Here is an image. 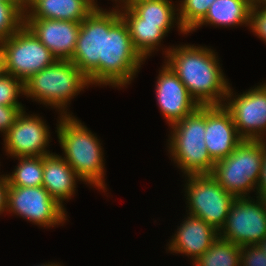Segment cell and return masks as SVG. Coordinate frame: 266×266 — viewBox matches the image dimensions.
<instances>
[{
  "label": "cell",
  "instance_id": "6da1fadb",
  "mask_svg": "<svg viewBox=\"0 0 266 266\" xmlns=\"http://www.w3.org/2000/svg\"><path fill=\"white\" fill-rule=\"evenodd\" d=\"M165 62L199 106L223 105L230 83L211 48L184 44L171 46ZM229 83V84H228Z\"/></svg>",
  "mask_w": 266,
  "mask_h": 266
},
{
  "label": "cell",
  "instance_id": "7a4b0ae2",
  "mask_svg": "<svg viewBox=\"0 0 266 266\" xmlns=\"http://www.w3.org/2000/svg\"><path fill=\"white\" fill-rule=\"evenodd\" d=\"M57 124V136L62 156L81 181L106 190L104 150L91 130L72 115L62 116Z\"/></svg>",
  "mask_w": 266,
  "mask_h": 266
},
{
  "label": "cell",
  "instance_id": "3957f363",
  "mask_svg": "<svg viewBox=\"0 0 266 266\" xmlns=\"http://www.w3.org/2000/svg\"><path fill=\"white\" fill-rule=\"evenodd\" d=\"M89 85L88 78L71 60L59 59L24 82V96L59 109L60 115L67 116L72 115L67 112L71 99Z\"/></svg>",
  "mask_w": 266,
  "mask_h": 266
},
{
  "label": "cell",
  "instance_id": "277c9868",
  "mask_svg": "<svg viewBox=\"0 0 266 266\" xmlns=\"http://www.w3.org/2000/svg\"><path fill=\"white\" fill-rule=\"evenodd\" d=\"M168 152L171 160L186 175L210 174L214 161L208 154L205 139V106L170 126Z\"/></svg>",
  "mask_w": 266,
  "mask_h": 266
},
{
  "label": "cell",
  "instance_id": "5b68a950",
  "mask_svg": "<svg viewBox=\"0 0 266 266\" xmlns=\"http://www.w3.org/2000/svg\"><path fill=\"white\" fill-rule=\"evenodd\" d=\"M145 59L134 48L127 23L120 16L104 30L103 59H99V86L122 88L131 83ZM142 63V64H141Z\"/></svg>",
  "mask_w": 266,
  "mask_h": 266
},
{
  "label": "cell",
  "instance_id": "8992f818",
  "mask_svg": "<svg viewBox=\"0 0 266 266\" xmlns=\"http://www.w3.org/2000/svg\"><path fill=\"white\" fill-rule=\"evenodd\" d=\"M263 164V140L243 139L226 158L214 163L210 175L235 197H249L259 181Z\"/></svg>",
  "mask_w": 266,
  "mask_h": 266
},
{
  "label": "cell",
  "instance_id": "52a82bcc",
  "mask_svg": "<svg viewBox=\"0 0 266 266\" xmlns=\"http://www.w3.org/2000/svg\"><path fill=\"white\" fill-rule=\"evenodd\" d=\"M119 8L104 10L96 7L82 22L74 54L70 59L88 78L99 85V59H103L104 30L120 17Z\"/></svg>",
  "mask_w": 266,
  "mask_h": 266
},
{
  "label": "cell",
  "instance_id": "ba28073f",
  "mask_svg": "<svg viewBox=\"0 0 266 266\" xmlns=\"http://www.w3.org/2000/svg\"><path fill=\"white\" fill-rule=\"evenodd\" d=\"M184 190L187 195L188 213L194 215L218 232L222 229L235 196L226 190L210 174L186 175Z\"/></svg>",
  "mask_w": 266,
  "mask_h": 266
},
{
  "label": "cell",
  "instance_id": "9c48e42d",
  "mask_svg": "<svg viewBox=\"0 0 266 266\" xmlns=\"http://www.w3.org/2000/svg\"><path fill=\"white\" fill-rule=\"evenodd\" d=\"M6 74L25 82L57 59L24 24L9 38L0 42Z\"/></svg>",
  "mask_w": 266,
  "mask_h": 266
},
{
  "label": "cell",
  "instance_id": "30bf717a",
  "mask_svg": "<svg viewBox=\"0 0 266 266\" xmlns=\"http://www.w3.org/2000/svg\"><path fill=\"white\" fill-rule=\"evenodd\" d=\"M236 197L219 237L238 246L255 245L266 237V199Z\"/></svg>",
  "mask_w": 266,
  "mask_h": 266
},
{
  "label": "cell",
  "instance_id": "8fae6325",
  "mask_svg": "<svg viewBox=\"0 0 266 266\" xmlns=\"http://www.w3.org/2000/svg\"><path fill=\"white\" fill-rule=\"evenodd\" d=\"M8 211L46 228L63 225L67 220L66 209L53 199L43 186H9Z\"/></svg>",
  "mask_w": 266,
  "mask_h": 266
},
{
  "label": "cell",
  "instance_id": "7c38bea8",
  "mask_svg": "<svg viewBox=\"0 0 266 266\" xmlns=\"http://www.w3.org/2000/svg\"><path fill=\"white\" fill-rule=\"evenodd\" d=\"M232 90L229 86L223 106L230 112L239 136L266 140V83L238 95Z\"/></svg>",
  "mask_w": 266,
  "mask_h": 266
},
{
  "label": "cell",
  "instance_id": "4fadbf2b",
  "mask_svg": "<svg viewBox=\"0 0 266 266\" xmlns=\"http://www.w3.org/2000/svg\"><path fill=\"white\" fill-rule=\"evenodd\" d=\"M26 114V111L23 110L16 122L3 136L6 154L16 159L51 154L46 149L50 141L48 125L44 119L42 120V117Z\"/></svg>",
  "mask_w": 266,
  "mask_h": 266
},
{
  "label": "cell",
  "instance_id": "5bb4252c",
  "mask_svg": "<svg viewBox=\"0 0 266 266\" xmlns=\"http://www.w3.org/2000/svg\"><path fill=\"white\" fill-rule=\"evenodd\" d=\"M155 87L158 107L169 126L199 107L185 85L166 63L159 71Z\"/></svg>",
  "mask_w": 266,
  "mask_h": 266
},
{
  "label": "cell",
  "instance_id": "9a60e30c",
  "mask_svg": "<svg viewBox=\"0 0 266 266\" xmlns=\"http://www.w3.org/2000/svg\"><path fill=\"white\" fill-rule=\"evenodd\" d=\"M242 140L230 112L223 105L205 106L204 141L214 162L228 157Z\"/></svg>",
  "mask_w": 266,
  "mask_h": 266
},
{
  "label": "cell",
  "instance_id": "2e32d148",
  "mask_svg": "<svg viewBox=\"0 0 266 266\" xmlns=\"http://www.w3.org/2000/svg\"><path fill=\"white\" fill-rule=\"evenodd\" d=\"M25 25L56 57L70 60L74 54L81 22L56 19H25Z\"/></svg>",
  "mask_w": 266,
  "mask_h": 266
},
{
  "label": "cell",
  "instance_id": "e0dca14e",
  "mask_svg": "<svg viewBox=\"0 0 266 266\" xmlns=\"http://www.w3.org/2000/svg\"><path fill=\"white\" fill-rule=\"evenodd\" d=\"M185 219L178 226L166 250L185 254L194 261L211 247L219 234L212 226L194 215L188 214Z\"/></svg>",
  "mask_w": 266,
  "mask_h": 266
},
{
  "label": "cell",
  "instance_id": "ac0fdd59",
  "mask_svg": "<svg viewBox=\"0 0 266 266\" xmlns=\"http://www.w3.org/2000/svg\"><path fill=\"white\" fill-rule=\"evenodd\" d=\"M77 180L81 181L62 156L52 152L43 156L42 186L63 207V201L74 196Z\"/></svg>",
  "mask_w": 266,
  "mask_h": 266
},
{
  "label": "cell",
  "instance_id": "d6986e66",
  "mask_svg": "<svg viewBox=\"0 0 266 266\" xmlns=\"http://www.w3.org/2000/svg\"><path fill=\"white\" fill-rule=\"evenodd\" d=\"M121 17L127 23L134 48L146 59L167 36L174 24L141 23V18L129 7L119 6ZM121 8V9H120ZM173 26V27H172Z\"/></svg>",
  "mask_w": 266,
  "mask_h": 266
},
{
  "label": "cell",
  "instance_id": "ffe728a7",
  "mask_svg": "<svg viewBox=\"0 0 266 266\" xmlns=\"http://www.w3.org/2000/svg\"><path fill=\"white\" fill-rule=\"evenodd\" d=\"M95 8L90 0H35L25 10V19L82 22Z\"/></svg>",
  "mask_w": 266,
  "mask_h": 266
},
{
  "label": "cell",
  "instance_id": "44dd1931",
  "mask_svg": "<svg viewBox=\"0 0 266 266\" xmlns=\"http://www.w3.org/2000/svg\"><path fill=\"white\" fill-rule=\"evenodd\" d=\"M252 4L248 0H215L209 7L205 17L190 31L191 33L203 25L249 26Z\"/></svg>",
  "mask_w": 266,
  "mask_h": 266
},
{
  "label": "cell",
  "instance_id": "7402d4cb",
  "mask_svg": "<svg viewBox=\"0 0 266 266\" xmlns=\"http://www.w3.org/2000/svg\"><path fill=\"white\" fill-rule=\"evenodd\" d=\"M171 0H141L132 3L129 7L141 18V23L150 24H177L178 31L187 33L182 29L178 20V9ZM177 17V18H176ZM177 19V21H176Z\"/></svg>",
  "mask_w": 266,
  "mask_h": 266
},
{
  "label": "cell",
  "instance_id": "603a6c76",
  "mask_svg": "<svg viewBox=\"0 0 266 266\" xmlns=\"http://www.w3.org/2000/svg\"><path fill=\"white\" fill-rule=\"evenodd\" d=\"M240 249L241 246L218 236L211 247L192 264L193 266H240Z\"/></svg>",
  "mask_w": 266,
  "mask_h": 266
},
{
  "label": "cell",
  "instance_id": "cb8c5ba5",
  "mask_svg": "<svg viewBox=\"0 0 266 266\" xmlns=\"http://www.w3.org/2000/svg\"><path fill=\"white\" fill-rule=\"evenodd\" d=\"M14 171L7 175L9 186L36 187L43 183V156L18 157Z\"/></svg>",
  "mask_w": 266,
  "mask_h": 266
},
{
  "label": "cell",
  "instance_id": "d4e9b609",
  "mask_svg": "<svg viewBox=\"0 0 266 266\" xmlns=\"http://www.w3.org/2000/svg\"><path fill=\"white\" fill-rule=\"evenodd\" d=\"M25 24L22 1H0V42Z\"/></svg>",
  "mask_w": 266,
  "mask_h": 266
},
{
  "label": "cell",
  "instance_id": "484cf974",
  "mask_svg": "<svg viewBox=\"0 0 266 266\" xmlns=\"http://www.w3.org/2000/svg\"><path fill=\"white\" fill-rule=\"evenodd\" d=\"M215 0H180L178 20L182 29L188 34L205 17Z\"/></svg>",
  "mask_w": 266,
  "mask_h": 266
},
{
  "label": "cell",
  "instance_id": "4316f807",
  "mask_svg": "<svg viewBox=\"0 0 266 266\" xmlns=\"http://www.w3.org/2000/svg\"><path fill=\"white\" fill-rule=\"evenodd\" d=\"M21 94H25L23 81L8 74L0 78V105L23 106L18 102Z\"/></svg>",
  "mask_w": 266,
  "mask_h": 266
},
{
  "label": "cell",
  "instance_id": "83f0119b",
  "mask_svg": "<svg viewBox=\"0 0 266 266\" xmlns=\"http://www.w3.org/2000/svg\"><path fill=\"white\" fill-rule=\"evenodd\" d=\"M240 266H266V253L257 244L241 246Z\"/></svg>",
  "mask_w": 266,
  "mask_h": 266
},
{
  "label": "cell",
  "instance_id": "f1b7e54d",
  "mask_svg": "<svg viewBox=\"0 0 266 266\" xmlns=\"http://www.w3.org/2000/svg\"><path fill=\"white\" fill-rule=\"evenodd\" d=\"M249 28L266 42V8L260 4H254L251 8Z\"/></svg>",
  "mask_w": 266,
  "mask_h": 266
},
{
  "label": "cell",
  "instance_id": "f546056e",
  "mask_svg": "<svg viewBox=\"0 0 266 266\" xmlns=\"http://www.w3.org/2000/svg\"><path fill=\"white\" fill-rule=\"evenodd\" d=\"M24 106H6L0 105V131L3 136L9 128L16 122L17 117L24 110Z\"/></svg>",
  "mask_w": 266,
  "mask_h": 266
},
{
  "label": "cell",
  "instance_id": "4dcf8cb0",
  "mask_svg": "<svg viewBox=\"0 0 266 266\" xmlns=\"http://www.w3.org/2000/svg\"><path fill=\"white\" fill-rule=\"evenodd\" d=\"M256 193L258 197H266V140H263V164L259 177L258 184L256 186Z\"/></svg>",
  "mask_w": 266,
  "mask_h": 266
},
{
  "label": "cell",
  "instance_id": "1f68e13d",
  "mask_svg": "<svg viewBox=\"0 0 266 266\" xmlns=\"http://www.w3.org/2000/svg\"><path fill=\"white\" fill-rule=\"evenodd\" d=\"M9 181L6 175H0V214L7 212Z\"/></svg>",
  "mask_w": 266,
  "mask_h": 266
},
{
  "label": "cell",
  "instance_id": "d6a6232c",
  "mask_svg": "<svg viewBox=\"0 0 266 266\" xmlns=\"http://www.w3.org/2000/svg\"><path fill=\"white\" fill-rule=\"evenodd\" d=\"M5 74L6 70H5L4 54L0 49V78H2Z\"/></svg>",
  "mask_w": 266,
  "mask_h": 266
},
{
  "label": "cell",
  "instance_id": "836d02e7",
  "mask_svg": "<svg viewBox=\"0 0 266 266\" xmlns=\"http://www.w3.org/2000/svg\"><path fill=\"white\" fill-rule=\"evenodd\" d=\"M90 1H91L96 7H99L98 4H97V2H95V0H90ZM112 1H113V0H112ZM114 1L116 2L115 4L117 5V6H113L114 8H115V7L118 8L119 6H126V0H114ZM117 2H118L119 4H121V5H118Z\"/></svg>",
  "mask_w": 266,
  "mask_h": 266
},
{
  "label": "cell",
  "instance_id": "e575fe53",
  "mask_svg": "<svg viewBox=\"0 0 266 266\" xmlns=\"http://www.w3.org/2000/svg\"><path fill=\"white\" fill-rule=\"evenodd\" d=\"M24 10H26L35 0H21Z\"/></svg>",
  "mask_w": 266,
  "mask_h": 266
},
{
  "label": "cell",
  "instance_id": "d590c367",
  "mask_svg": "<svg viewBox=\"0 0 266 266\" xmlns=\"http://www.w3.org/2000/svg\"><path fill=\"white\" fill-rule=\"evenodd\" d=\"M51 263V264H50ZM37 266H62V265H60V264H56V263H52V262H49L48 264L46 263V264H42V265H37Z\"/></svg>",
  "mask_w": 266,
  "mask_h": 266
},
{
  "label": "cell",
  "instance_id": "8d00e7d4",
  "mask_svg": "<svg viewBox=\"0 0 266 266\" xmlns=\"http://www.w3.org/2000/svg\"><path fill=\"white\" fill-rule=\"evenodd\" d=\"M138 1H141V0H126V5L130 6L132 3L138 2Z\"/></svg>",
  "mask_w": 266,
  "mask_h": 266
},
{
  "label": "cell",
  "instance_id": "74e56055",
  "mask_svg": "<svg viewBox=\"0 0 266 266\" xmlns=\"http://www.w3.org/2000/svg\"><path fill=\"white\" fill-rule=\"evenodd\" d=\"M252 5L259 4L261 0H248Z\"/></svg>",
  "mask_w": 266,
  "mask_h": 266
},
{
  "label": "cell",
  "instance_id": "f35d334b",
  "mask_svg": "<svg viewBox=\"0 0 266 266\" xmlns=\"http://www.w3.org/2000/svg\"><path fill=\"white\" fill-rule=\"evenodd\" d=\"M262 7L266 8V0H261L259 3Z\"/></svg>",
  "mask_w": 266,
  "mask_h": 266
},
{
  "label": "cell",
  "instance_id": "ab89813d",
  "mask_svg": "<svg viewBox=\"0 0 266 266\" xmlns=\"http://www.w3.org/2000/svg\"><path fill=\"white\" fill-rule=\"evenodd\" d=\"M0 1H21V0H0Z\"/></svg>",
  "mask_w": 266,
  "mask_h": 266
}]
</instances>
